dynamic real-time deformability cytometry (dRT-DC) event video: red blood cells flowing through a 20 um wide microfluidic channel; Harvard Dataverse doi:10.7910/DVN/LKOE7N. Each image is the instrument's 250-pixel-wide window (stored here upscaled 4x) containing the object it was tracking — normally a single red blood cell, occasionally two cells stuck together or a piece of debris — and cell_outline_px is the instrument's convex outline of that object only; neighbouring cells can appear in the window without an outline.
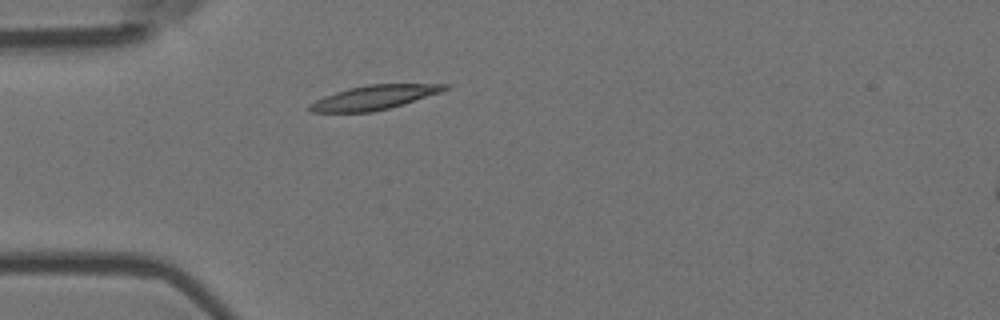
{"species": "Egyptian fruit bat (a non-hibernating species)", "species_latin": "Rousettus aegyptiacus", "temperature_condition": "room temperature", "stored_images_in_passage": 3, "segment_of_instrument_passage": [1, 2], "camera_frame_rate_fps": 3000, "um_per_image_px": 0.085, "animal": {"sex": "female"}, "frame": {"image": 1, "passage_image": 2, "time_ms": 0.333, "image_size_px": [1000, 320], "cell_outline_px": [[448, 88], [440, 92], [404, 104], [372, 112], [308, 112], [308, 104], [324, 96], [348, 88], [368, 84], [448, 84]], "centroid_in_image_um": [31.75, 8.28], "position_along_channel_um": 53.2, "area_um2": 18.96}}